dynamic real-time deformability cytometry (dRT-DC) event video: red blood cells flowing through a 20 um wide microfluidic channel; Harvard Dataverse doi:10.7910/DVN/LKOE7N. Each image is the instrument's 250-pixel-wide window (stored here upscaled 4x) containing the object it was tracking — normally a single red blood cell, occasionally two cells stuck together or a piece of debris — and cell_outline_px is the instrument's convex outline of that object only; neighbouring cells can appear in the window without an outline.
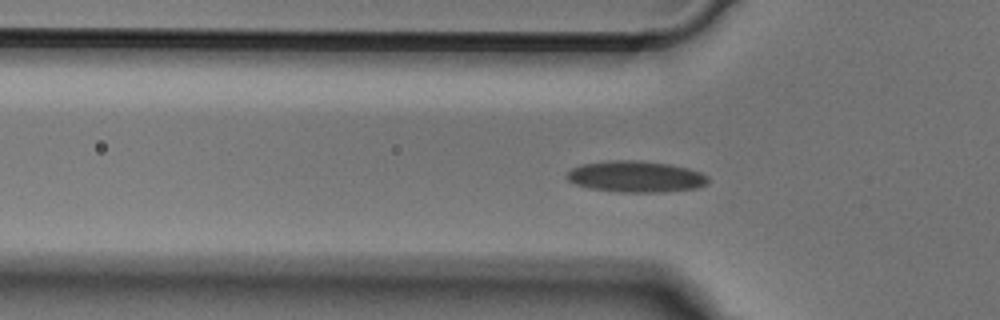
{"species": "Egyptian fruit bat (a non-hibernating species)", "species_latin": "Rousettus aegyptiacus", "temperature_condition": "cold", "stored_images_in_passage": 41, "segment_of_instrument_passage": [1, 2], "camera_frame_rate_fps": 3000, "um_per_image_px": 0.085, "animal": {"sex": "male"}, "frame": {"image": 1, "passage_image": 5, "time_ms": 1.333, "image_size_px": [1000, 320], "cell_outline_px": [[708, 184], [696, 188], [660, 192], [620, 192], [588, 188], [576, 184], [568, 180], [564, 176], [572, 168], [580, 164], [608, 160], [640, 160], [668, 164], [688, 168], [700, 172], [708, 176]], "centroid_in_image_um": [54.02, 15.0], "position_along_channel_um": 71.8, "area_um2": 25.89}}
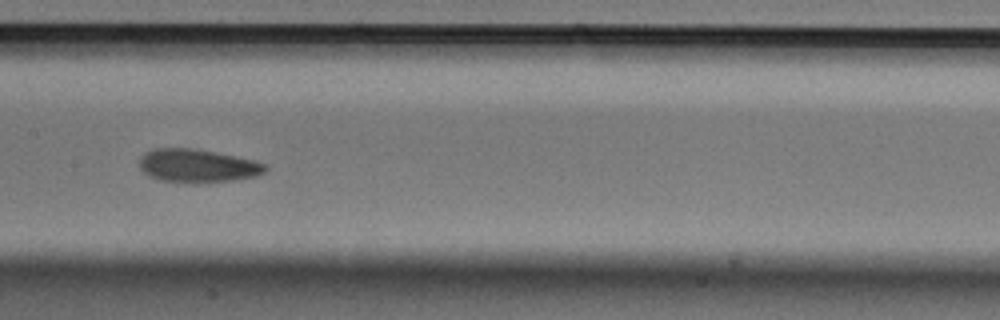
{"frame": {"image": 2, "passage_image": 14, "time_ms": 4.333, "image_size_px": [1000, 320], "cell_outline_px": [[268, 168], [264, 172], [256, 176], [232, 180], [160, 180], [148, 176], [140, 168], [140, 156], [144, 152], [152, 148], [192, 148], [216, 152], [256, 160], [264, 164]], "centroid_in_image_um": [16.77, 14.03], "position_along_channel_um": 190.6, "area_um2": 23.7}}
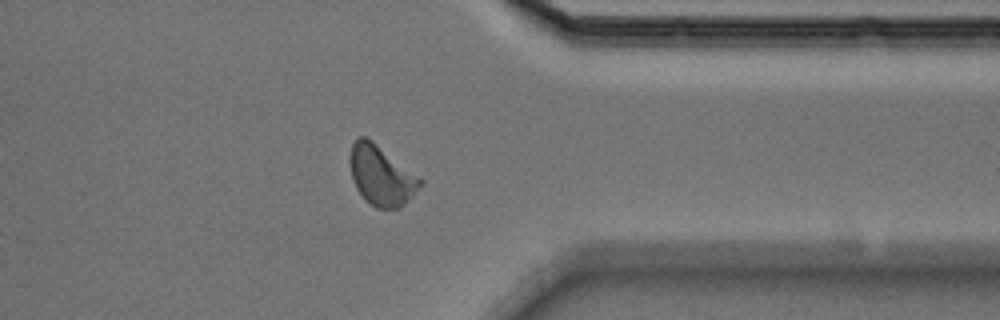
{"frame": {"image": 3, "passage_image": 29, "time_ms": 9.333, "image_size_px": [1000, 320], "cell_outline_px": [[424, 184], [400, 208], [376, 208], [356, 188], [352, 180], [348, 160], [352, 144], [360, 136], [364, 136], [372, 140], [424, 180]], "centroid_in_image_um": [32.41, 14.9], "position_along_channel_um": 379.0, "area_um2": 24.39}}